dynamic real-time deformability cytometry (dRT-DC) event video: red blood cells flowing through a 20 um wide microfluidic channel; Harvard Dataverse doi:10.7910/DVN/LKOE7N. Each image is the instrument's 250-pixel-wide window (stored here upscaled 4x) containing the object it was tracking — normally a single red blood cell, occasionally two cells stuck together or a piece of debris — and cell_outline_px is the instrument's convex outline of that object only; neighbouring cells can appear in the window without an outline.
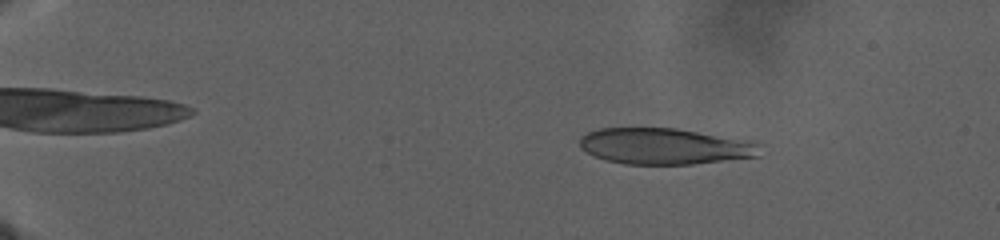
{"species": "human", "species_latin": "Homo sapiens", "temperature_condition": "warm", "stored_images_in_passage": 126, "camera_frame_rate_fps": 3000, "um_per_image_px": 0.085, "donor": {"sex": "male"}, "frame": {"image": 1, "passage_image": 21, "time_ms": 6.667, "image_size_px": [1000, 240], "cell_outline_px": [[764, 144], [760, 156], [692, 164], [624, 164], [604, 160], [580, 148], [580, 136], [588, 132], [600, 128], [676, 128], [756, 140]], "centroid_in_image_um": [56.61, 12.42], "position_along_channel_um": 28.4, "area_um2": 38.67}}
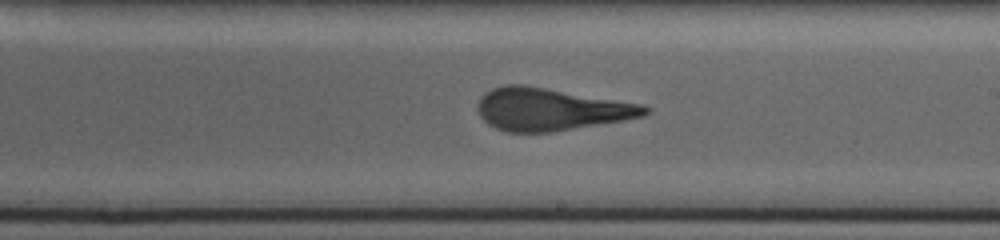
{"frame": {"image": 2, "passage_image": 76, "time_ms": 25.0, "image_size_px": [1000, 240], "cell_outline_px": [[652, 112], [644, 116], [624, 120], [556, 132], [508, 132], [496, 128], [488, 124], [480, 116], [476, 108], [476, 104], [480, 96], [484, 92], [492, 88], [504, 84], [520, 84], [640, 104], [652, 108]], "centroid_in_image_um": [46.78, 9.3], "position_along_channel_um": 242.2, "area_um2": 41.38}}
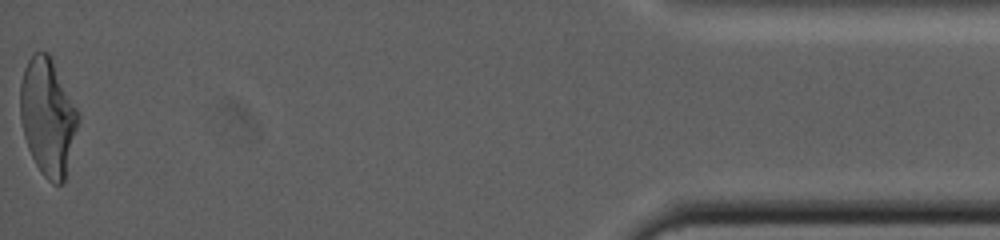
{"frame": {"image": 3, "passage_image": 125, "time_ms": 39.0, "image_size_px": [1000, 240], "cell_outline_px": [[80, 120], [64, 184], [52, 184], [40, 172], [28, 148], [24, 136], [20, 120], [20, 84], [24, 68], [32, 52], [48, 52], [52, 56], [80, 116]], "centroid_in_image_um": [4.07, 9.93], "position_along_channel_um": 431.1, "area_um2": 40.0}}